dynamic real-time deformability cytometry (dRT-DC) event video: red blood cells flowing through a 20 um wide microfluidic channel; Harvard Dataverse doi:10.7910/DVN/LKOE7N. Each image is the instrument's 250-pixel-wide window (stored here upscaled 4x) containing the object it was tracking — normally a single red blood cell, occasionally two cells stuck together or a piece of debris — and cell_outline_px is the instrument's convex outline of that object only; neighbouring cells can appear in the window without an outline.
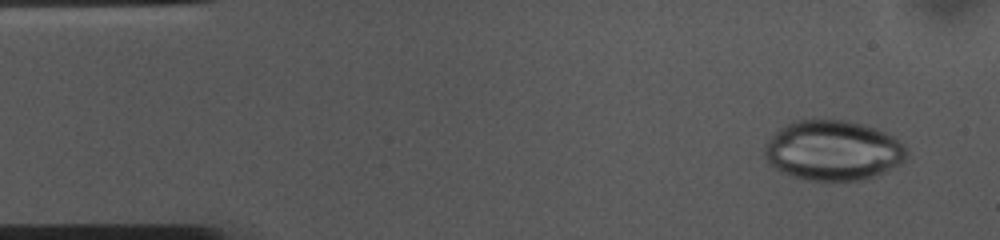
{"species": "common noctule bat (a hibernating species)", "species_latin": "Nyctalus noctula", "temperature_condition": "cold", "stored_images_in_passage": 52, "camera_frame_rate_fps": 3000, "um_per_image_px": 0.085, "animal": {"sex": "female", "body_mass_g": 10.0, "forearm_length_mm": 53.1}, "frame": {"image": 1, "passage_image": 3, "time_ms": 0.667, "image_size_px": [1000, 240], "cell_outline_px": [[908, 156], [900, 164], [884, 172], [864, 180], [808, 180], [792, 176], [780, 172], [768, 164], [764, 156], [764, 144], [780, 128], [796, 120], [812, 116], [844, 120], [864, 124], [876, 128], [892, 136], [904, 144], [908, 148]], "centroid_in_image_um": [70.79, 12.76], "position_along_channel_um": 14.2, "area_um2": 50.63}}
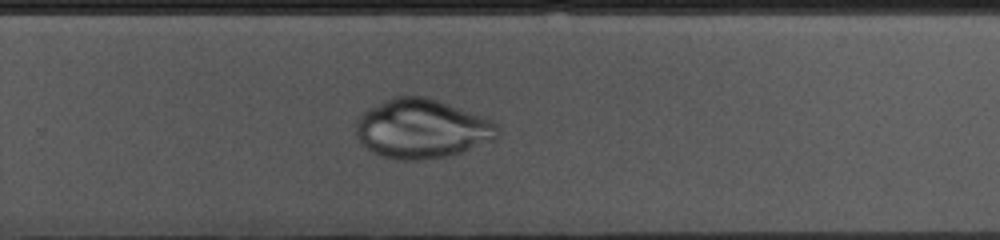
{"frame": {"image": 2, "passage_image": 33, "time_ms": 10.667, "image_size_px": [1000, 240], "cell_outline_px": [[500, 132], [492, 140], [460, 152], [448, 156], [420, 160], [400, 160], [384, 156], [372, 152], [356, 136], [356, 120], [368, 108], [392, 96], [424, 96], [496, 120], [500, 128]], "centroid_in_image_um": [35.87, 10.93], "position_along_channel_um": 293.9, "area_um2": 48.78}}
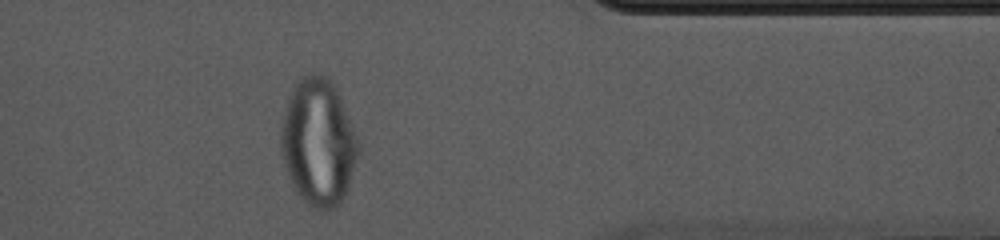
{"frame": {"image": 3, "passage_image": 42, "time_ms": 13.667, "image_size_px": [1000, 240], "cell_outline_px": [[360, 152], [348, 192], [336, 208], [324, 212], [312, 208], [296, 192], [288, 176], [280, 152], [280, 124], [288, 100], [300, 76], [312, 72], [316, 72], [324, 76], [336, 88], [360, 144]], "centroid_in_image_um": [27.06, 12.15], "position_along_channel_um": 384.3, "area_um2": 57.8}}